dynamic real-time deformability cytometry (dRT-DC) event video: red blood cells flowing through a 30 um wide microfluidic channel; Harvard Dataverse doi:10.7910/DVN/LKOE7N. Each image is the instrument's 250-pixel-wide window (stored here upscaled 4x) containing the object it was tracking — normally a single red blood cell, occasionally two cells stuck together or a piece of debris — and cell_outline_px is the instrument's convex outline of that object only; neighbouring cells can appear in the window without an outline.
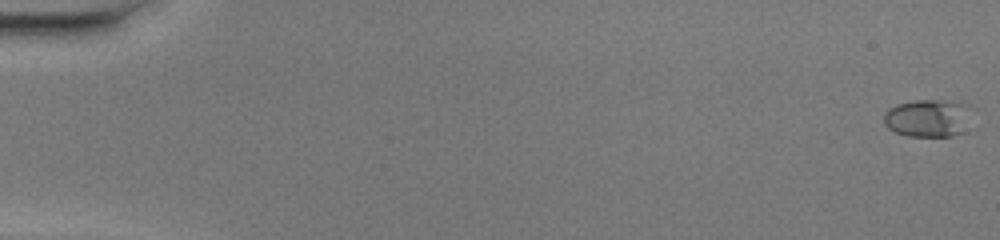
{"species": "common noctule bat (a hibernating species)", "species_latin": "Nyctalus noctula", "temperature_condition": "warm", "stored_images_in_passage": 51, "camera_frame_rate_fps": 3000, "um_per_image_px": 0.085, "animal": {"sex": "female", "body_mass_g": 20.0, "forearm_length_mm": 54.0}, "frame": {"image": 1, "passage_image": 1, "time_ms": 0.0, "image_size_px": [1000, 240], "cell_outline_px": [[976, 108], [964, 132], [952, 136], [908, 136], [896, 132], [888, 128], [884, 124], [884, 112], [888, 108], [896, 104], [916, 100], [944, 100], [968, 104]], "centroid_in_image_um": [78.95, 10.02], "position_along_channel_um": 6.0, "area_um2": 19.94}}
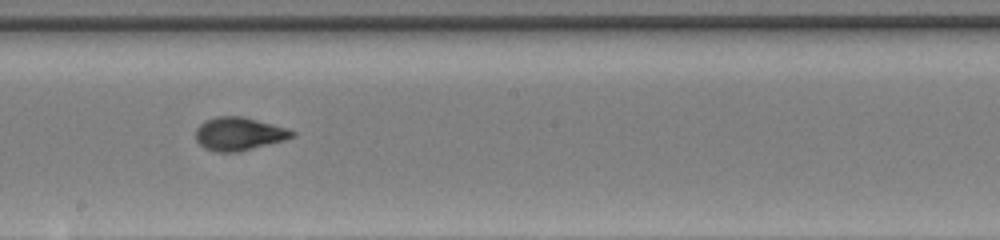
{"frame": {"image": 2, "passage_image": 30, "time_ms": 9.667, "image_size_px": [1000, 240], "cell_outline_px": [[296, 136], [284, 140], [240, 152], [216, 152], [204, 148], [196, 140], [196, 128], [204, 120], [216, 116], [240, 116], [288, 128], [296, 132]], "centroid_in_image_um": [20.3, 11.38], "position_along_channel_um": 227.9, "area_um2": 18.73}}
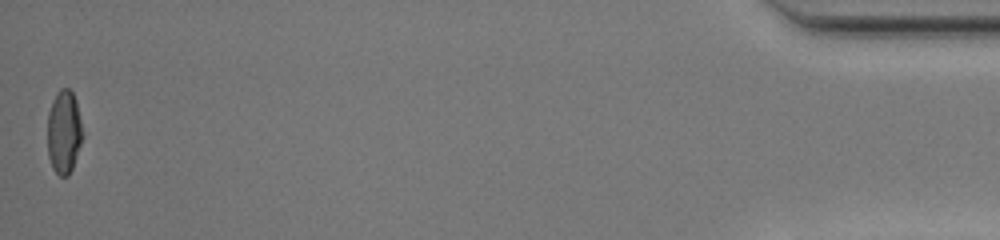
{"frame": {"image": 3, "passage_image": 51, "time_ms": 16.667, "image_size_px": [1000, 240], "cell_outline_px": [[84, 136], [72, 168], [68, 176], [60, 176], [52, 168], [48, 156], [48, 112], [52, 100], [56, 92], [60, 88], [68, 88], [72, 92], [76, 100], [84, 132]], "centroid_in_image_um": [5.45, 11.2], "position_along_channel_um": 429.8, "area_um2": 17.34}, "authors_computed_cell_mechanics": {"area_um2": 18.0336, "velocity_mm_per_s": 4.1577, "shape_relaxation_time_tau1_ms": 4.7778, "shape_relaxation_time_tau2_ms": 0.7239, "deformation_change_tau1": 0.2168, "deformation_change_tau2": 0.0567}}